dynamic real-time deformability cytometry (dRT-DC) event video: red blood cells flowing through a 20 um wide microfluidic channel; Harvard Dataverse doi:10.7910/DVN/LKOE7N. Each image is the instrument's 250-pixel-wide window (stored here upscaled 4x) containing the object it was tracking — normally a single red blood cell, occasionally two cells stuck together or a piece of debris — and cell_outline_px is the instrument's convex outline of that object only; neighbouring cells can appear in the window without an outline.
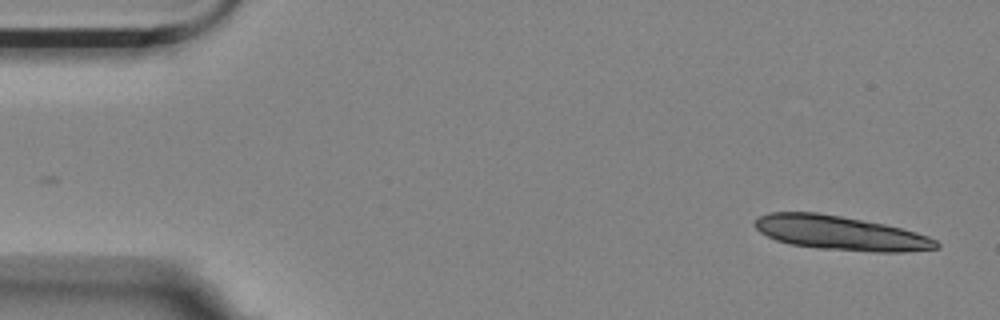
{"species": "Egyptian fruit bat (a non-hibernating species)", "species_latin": "Rousettus aegyptiacus", "temperature_condition": "room temperature", "stored_images_in_passage": 5, "segment_of_instrument_passage": [1, 2], "camera_frame_rate_fps": 3000, "um_per_image_px": 0.085, "animal": {"sex": "female"}, "frame": {"image": 1, "passage_image": 1, "time_ms": 0.0, "image_size_px": [1000, 320], "cell_outline_px": [[940, 248], [904, 252], [872, 252], [820, 248], [788, 244], [776, 240], [760, 232], [752, 224], [752, 220], [768, 212], [816, 212], [840, 216], [884, 224], [916, 232], [928, 236], [936, 240], [940, 244]], "centroid_in_image_um": [71.41, 19.81], "position_along_channel_um": 13.6, "area_um2": 36.24}}